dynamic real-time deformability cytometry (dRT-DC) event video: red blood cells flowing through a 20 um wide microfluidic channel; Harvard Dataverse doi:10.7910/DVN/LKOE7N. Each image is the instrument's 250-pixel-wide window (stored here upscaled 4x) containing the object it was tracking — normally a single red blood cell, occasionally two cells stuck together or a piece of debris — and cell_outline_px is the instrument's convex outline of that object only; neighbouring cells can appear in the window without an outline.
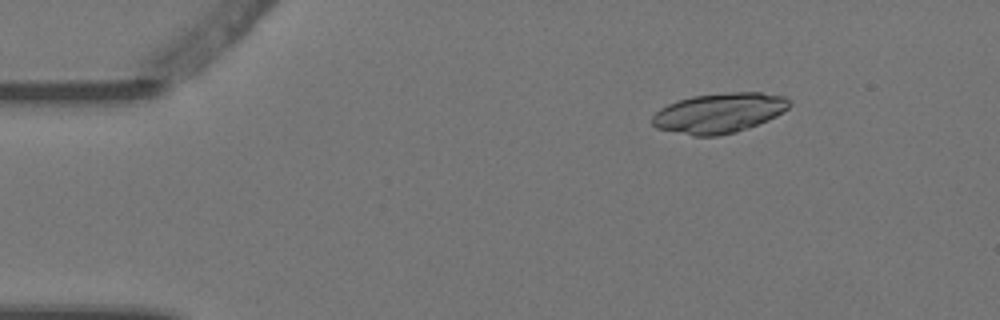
{"species": "Egyptian fruit bat (a non-hibernating species)", "species_latin": "Rousettus aegyptiacus", "temperature_condition": "warm", "stored_images_in_passage": 5, "camera_frame_rate_fps": 3000, "um_per_image_px": 0.085, "animal": {"sex": "female"}, "frame": {"image": 1, "passage_image": 2, "time_ms": 0.333, "image_size_px": [1000, 320], "cell_outline_px": [[792, 104], [788, 108], [776, 116], [768, 120], [748, 128], [736, 132], [716, 136], [692, 136], [656, 128], [652, 124], [652, 116], [660, 108], [668, 104], [692, 96], [728, 92], [760, 92], [784, 96], [792, 100]], "centroid_in_image_um": [61.14, 9.6], "position_along_channel_um": 23.9, "area_um2": 32.08}}